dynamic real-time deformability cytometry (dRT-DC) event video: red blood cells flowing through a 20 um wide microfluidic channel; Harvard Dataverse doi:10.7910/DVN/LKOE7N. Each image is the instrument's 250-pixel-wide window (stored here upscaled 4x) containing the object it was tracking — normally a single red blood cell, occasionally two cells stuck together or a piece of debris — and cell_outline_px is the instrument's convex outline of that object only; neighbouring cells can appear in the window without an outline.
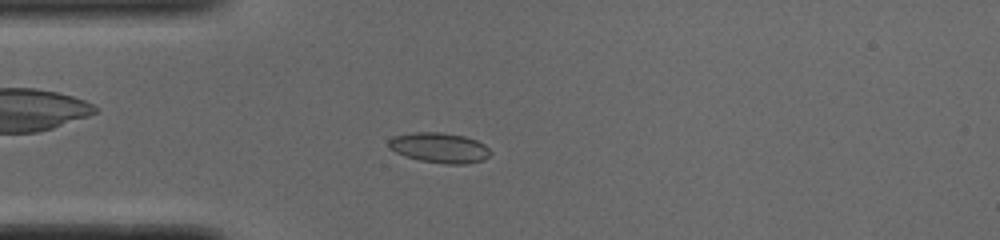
{"species": "common noctule bat (a hibernating species)", "species_latin": "Nyctalus noctula", "temperature_condition": "cold", "stored_images_in_passage": 51, "camera_frame_rate_fps": 3000, "um_per_image_px": 0.085, "animal": {"sex": "male", "body_mass_g": 19.0, "forearm_length_mm": 50.8}, "frame": {"image": 1, "passage_image": 13, "time_ms": 4.0, "image_size_px": [1000, 240], "cell_outline_px": [[492, 152], [484, 160], [468, 164], [444, 164], [420, 160], [404, 156], [388, 148], [388, 140], [392, 136], [416, 132], [440, 132], [464, 136], [476, 140], [484, 144]], "centroid_in_image_um": [37.34, 12.56], "position_along_channel_um": 47.7, "area_um2": 18.03}}
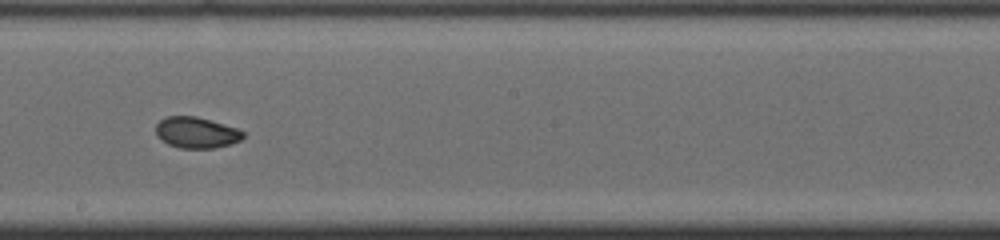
{"frame": {"image": 2, "passage_image": 28, "time_ms": 9.0, "image_size_px": [1000, 240], "cell_outline_px": [[244, 136], [240, 140], [232, 144], [216, 148], [180, 148], [168, 144], [156, 136], [156, 124], [164, 116], [196, 116], [236, 128], [244, 132]], "centroid_in_image_um": [16.67, 11.27], "position_along_channel_um": 231.5, "area_um2": 15.84}}
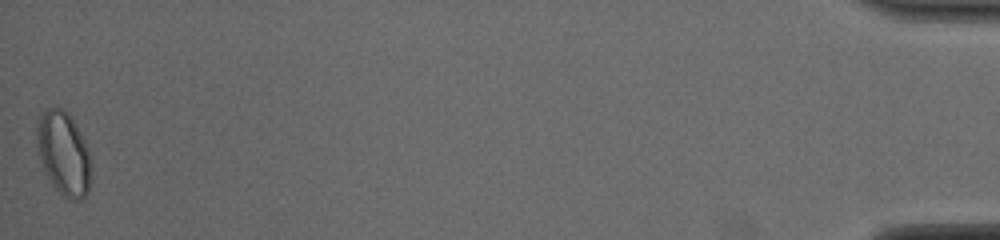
{"frame": {"image": 3, "passage_image": 51, "time_ms": 16.667, "image_size_px": [1000, 240], "cell_outline_px": [[88, 192], [80, 200], [72, 200], [64, 196], [56, 188], [44, 172], [40, 156], [36, 136], [36, 128], [40, 116], [48, 108], [60, 108], [68, 112], [80, 132], [88, 148]], "centroid_in_image_um": [5.38, 13.02], "position_along_channel_um": 429.8, "area_um2": 25.61}, "authors_computed_cell_mechanics": {"area_um2": 16.5886, "velocity_mm_per_s": 3.8758, "shape_relaxation_time_tau1_ms": 2.9709, "shape_relaxation_time_tau2_ms": 1.4337, "deformation_change_tau1": 0.0884, "deformation_change_tau2": 0.0387}}